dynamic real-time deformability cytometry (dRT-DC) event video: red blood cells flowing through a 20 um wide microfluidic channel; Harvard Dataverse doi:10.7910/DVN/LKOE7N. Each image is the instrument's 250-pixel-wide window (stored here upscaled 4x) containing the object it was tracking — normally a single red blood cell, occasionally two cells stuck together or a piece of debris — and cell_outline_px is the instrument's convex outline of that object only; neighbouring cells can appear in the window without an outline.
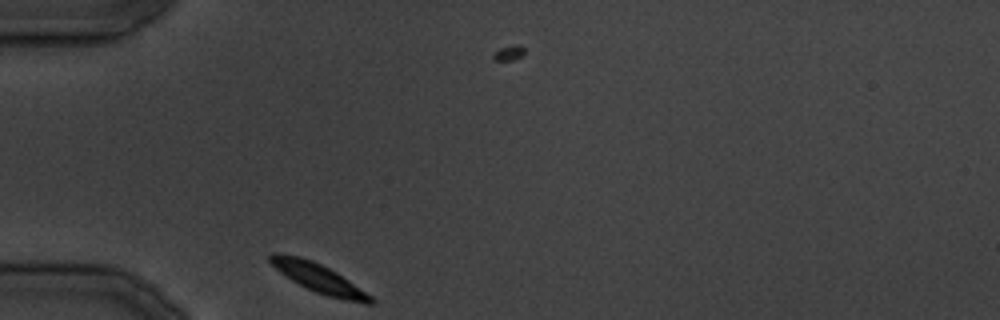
{"species": "common noctule bat (a hibernating species)", "species_latin": "Nyctalus noctula", "temperature_condition": "cold", "stored_images_in_passage": 23, "camera_frame_rate_fps": 3000, "um_per_image_px": 0.085, "animal": {"sex": "male", "body_mass_g": 19.5, "forearm_length_mm": 54.6}, "frame": {"image": 1, "passage_image": 1, "time_ms": 0.0, "image_size_px": [1000, 320], "cell_outline_px": [[376, 300], [372, 304], [364, 304], [328, 296], [316, 292], [292, 280], [280, 272], [268, 260], [268, 256], [272, 252], [280, 252], [300, 256], [312, 260], [336, 272], [372, 296]], "centroid_in_image_um": [27.08, 23.63], "position_along_channel_um": 57.9, "area_um2": 16.82}}